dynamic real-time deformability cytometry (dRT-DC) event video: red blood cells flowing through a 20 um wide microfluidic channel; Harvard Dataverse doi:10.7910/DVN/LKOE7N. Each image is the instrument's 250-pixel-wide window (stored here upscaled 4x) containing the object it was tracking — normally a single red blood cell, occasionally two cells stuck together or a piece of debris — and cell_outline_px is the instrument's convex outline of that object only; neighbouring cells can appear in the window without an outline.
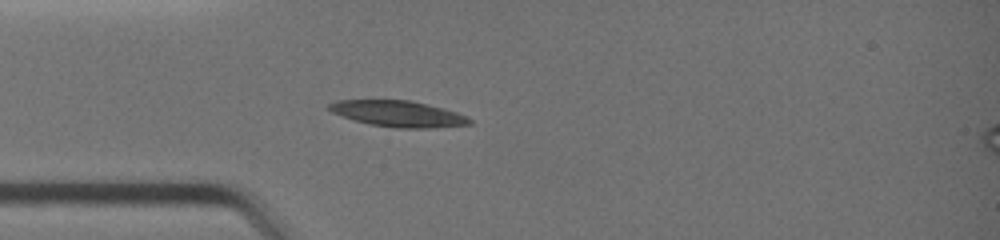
{"species": "common noctule bat (a hibernating species)", "species_latin": "Nyctalus noctula", "temperature_condition": "warm", "stored_images_in_passage": 4, "camera_frame_rate_fps": 3000, "um_per_image_px": 0.085, "animal": {"sex": "female", "body_mass_g": 19.0, "forearm_length_mm": 51.5}, "frame": {"image": 1, "passage_image": 1, "time_ms": 0.0, "image_size_px": [1000, 240], "cell_outline_px": [[472, 124], [432, 128], [396, 128], [372, 124], [356, 120], [332, 112], [328, 108], [328, 104], [336, 100], [412, 100], [444, 108], [456, 112], [472, 120]], "centroid_in_image_um": [33.87, 9.66], "position_along_channel_um": 51.1, "area_um2": 21.15}}